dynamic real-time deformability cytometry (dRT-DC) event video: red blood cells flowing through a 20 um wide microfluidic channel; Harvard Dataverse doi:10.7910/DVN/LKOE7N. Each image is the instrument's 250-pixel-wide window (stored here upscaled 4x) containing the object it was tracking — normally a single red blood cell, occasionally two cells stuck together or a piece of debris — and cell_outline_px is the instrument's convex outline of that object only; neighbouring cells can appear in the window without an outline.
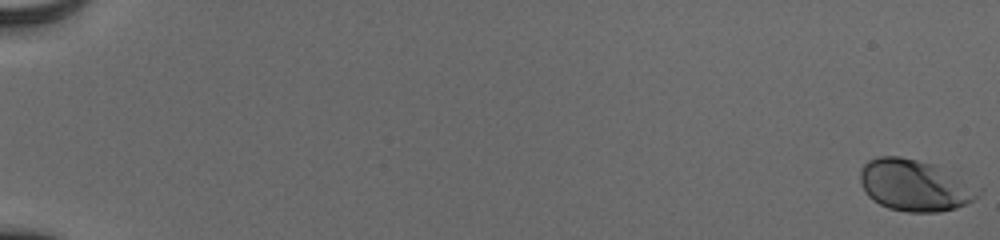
{"species": "human", "species_latin": "Homo sapiens", "temperature_condition": "cold", "stored_images_in_passage": 56, "camera_frame_rate_fps": 3000, "um_per_image_px": 0.085, "donor": {"sex": "male"}, "frame": {"image": 1, "passage_image": 1, "time_ms": 0.0, "image_size_px": [1000, 240], "cell_outline_px": [[984, 188], [980, 196], [956, 208], [940, 212], [908, 212], [888, 208], [872, 200], [868, 196], [860, 180], [860, 168], [868, 160], [880, 156], [900, 156], [932, 164]], "centroid_in_image_um": [77.78, 15.76], "position_along_channel_um": 7.2, "area_um2": 35.55}}
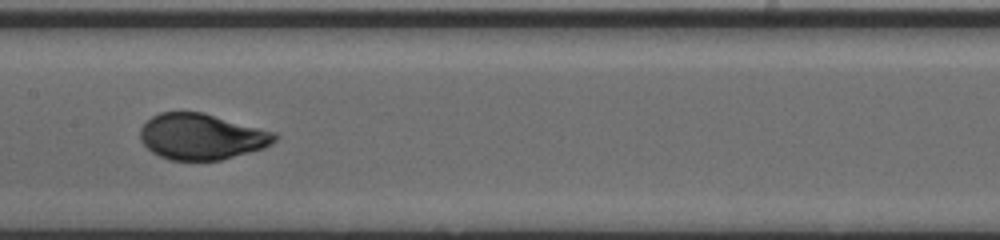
{"frame": {"image": 2, "passage_image": 32, "time_ms": 10.333, "image_size_px": [1000, 240], "cell_outline_px": [[280, 136], [272, 144], [264, 148], [220, 160], [172, 160], [160, 156], [152, 152], [140, 140], [140, 128], [152, 116], [160, 112], [204, 112], [276, 132]], "centroid_in_image_um": [17.16, 11.6], "position_along_channel_um": 190.2, "area_um2": 36.13}}
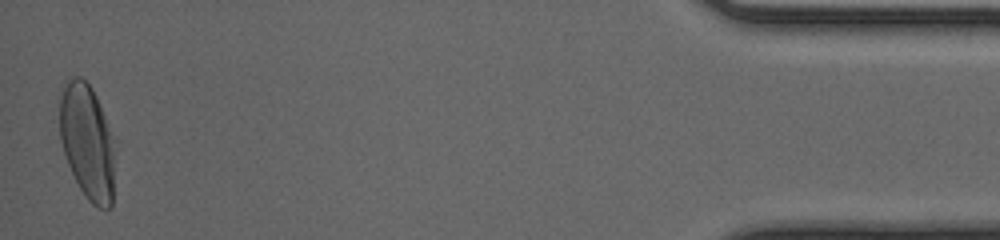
{"frame": {"image": 3, "passage_image": 56, "time_ms": 18.333, "image_size_px": [1000, 240], "cell_outline_px": [[120, 140], [112, 208], [100, 208], [92, 204], [88, 200], [80, 188], [68, 164], [60, 140], [60, 100], [64, 88], [68, 80], [72, 76], [80, 76], [92, 88]], "centroid_in_image_um": [7.56, 12.09], "position_along_channel_um": 427.6, "area_um2": 39.13}, "authors_computed_cell_mechanics": {"area_um2": 35.3447, "velocity_mm_per_s": 3.9121, "shape_relaxation_time_tau1_ms": 3.0202, "shape_relaxation_time_tau2_ms": null, "deformation_change_tau1": 0.157, "deformation_change_tau2": null}}